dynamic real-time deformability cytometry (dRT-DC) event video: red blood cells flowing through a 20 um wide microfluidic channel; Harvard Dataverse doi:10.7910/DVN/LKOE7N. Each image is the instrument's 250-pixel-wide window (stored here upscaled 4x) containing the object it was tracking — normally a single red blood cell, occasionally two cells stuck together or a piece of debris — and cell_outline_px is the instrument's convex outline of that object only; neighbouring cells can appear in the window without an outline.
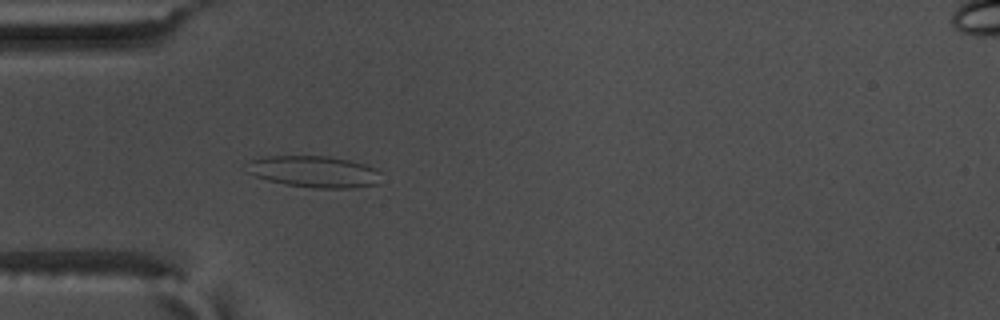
{"species": "common noctule bat (a hibernating species)", "species_latin": "Nyctalus noctula", "temperature_condition": "warm", "stored_images_in_passage": 45, "camera_frame_rate_fps": 3000, "um_per_image_px": 0.085, "animal": {"sex": "male", "body_mass_g": 17.5, "forearm_length_mm": 52.3}, "frame": {"image": 1, "passage_image": 7, "time_ms": 2.0, "image_size_px": [1000, 320], "cell_outline_px": [[380, 184], [352, 188], [312, 188], [288, 184], [268, 180], [244, 172], [248, 160], [264, 156], [332, 156], [364, 164], [376, 168], [380, 172]], "centroid_in_image_um": [26.69, 14.58], "position_along_channel_um": 58.3, "area_um2": 25.03}}
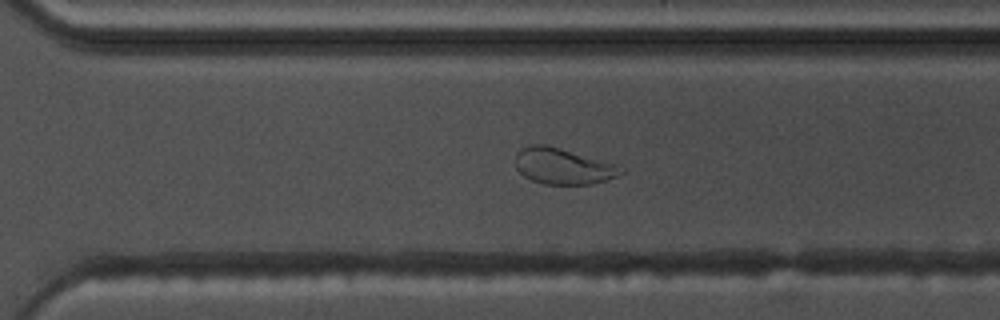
{"frame": {"image": 2, "passage_image": 29, "time_ms": 9.333, "image_size_px": [1000, 320], "cell_outline_px": [[628, 172], [592, 184], [544, 184], [532, 180], [524, 176], [516, 168], [516, 152], [520, 148], [528, 144], [544, 144], [560, 148], [620, 164]], "centroid_in_image_um": [47.89, 14.11], "position_along_channel_um": 322.7, "area_um2": 22.48}}
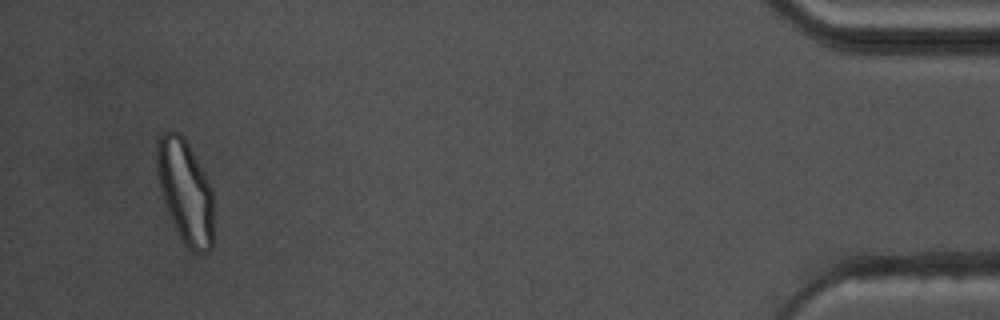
{"frame": {"image": 3, "passage_image": 43, "time_ms": 14.0, "image_size_px": [1000, 320], "cell_outline_px": [[212, 248], [208, 252], [200, 256], [192, 252], [184, 244], [168, 212], [160, 188], [156, 168], [156, 140], [168, 128], [180, 132], [184, 136], [204, 172], [212, 188]], "centroid_in_image_um": [15.74, 16.24], "position_along_channel_um": 419.5, "area_um2": 34.56}, "authors_computed_cell_mechanics": {"area_um2": 23.9292, "velocity_mm_per_s": 3.6754, "shape_relaxation_time_tau1_ms": null, "shape_relaxation_time_tau2_ms": 1.1203, "deformation_change_tau1": null, "deformation_change_tau2": 0.0622}}